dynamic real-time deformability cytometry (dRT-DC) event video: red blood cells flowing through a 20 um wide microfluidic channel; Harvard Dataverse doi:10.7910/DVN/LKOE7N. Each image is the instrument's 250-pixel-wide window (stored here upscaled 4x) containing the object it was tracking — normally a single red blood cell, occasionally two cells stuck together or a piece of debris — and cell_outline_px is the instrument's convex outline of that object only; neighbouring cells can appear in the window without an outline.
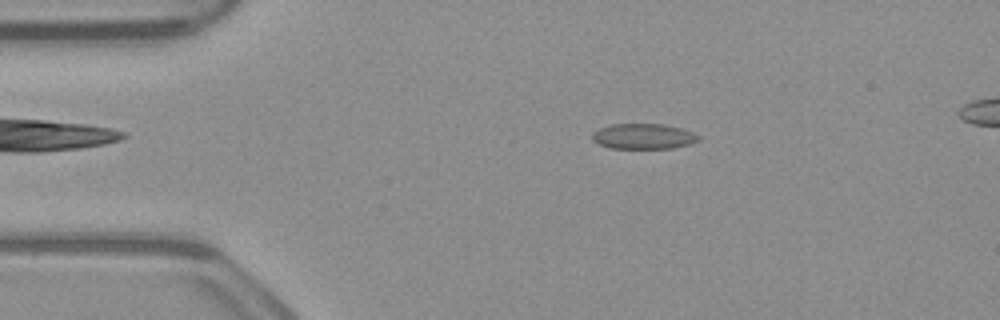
{"species": "common noctule bat (a hibernating species)", "species_latin": "Nyctalus noctula", "temperature_condition": "warm", "stored_images_in_passage": 51, "camera_frame_rate_fps": 3000, "um_per_image_px": 0.085, "animal": {"sex": "male", "body_mass_g": 23.1, "forearm_length_mm": 52.7}, "frame": {"image": 1, "passage_image": 9, "time_ms": 2.667, "image_size_px": [1000, 320], "cell_outline_px": [[700, 140], [688, 144], [672, 148], [612, 148], [600, 144], [592, 140], [592, 132], [600, 128], [612, 124], [664, 124], [680, 128], [692, 132], [700, 136]], "centroid_in_image_um": [54.69, 11.58], "position_along_channel_um": 30.3, "area_um2": 15.61}}
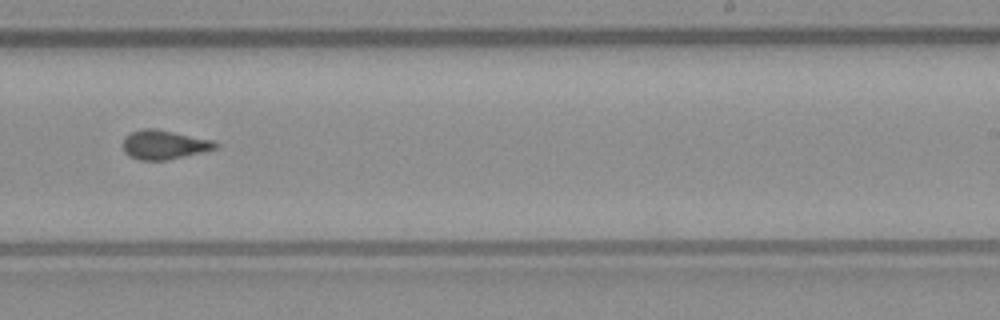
{"frame": {"image": 2, "passage_image": 31, "time_ms": 10.0, "image_size_px": [1000, 320], "cell_outline_px": [[220, 144], [216, 148], [200, 152], [164, 160], [140, 160], [124, 152], [120, 144], [124, 136], [140, 128], [156, 128], [212, 140]], "centroid_in_image_um": [13.88, 12.27], "position_along_channel_um": 275.1, "area_um2": 15.66}}
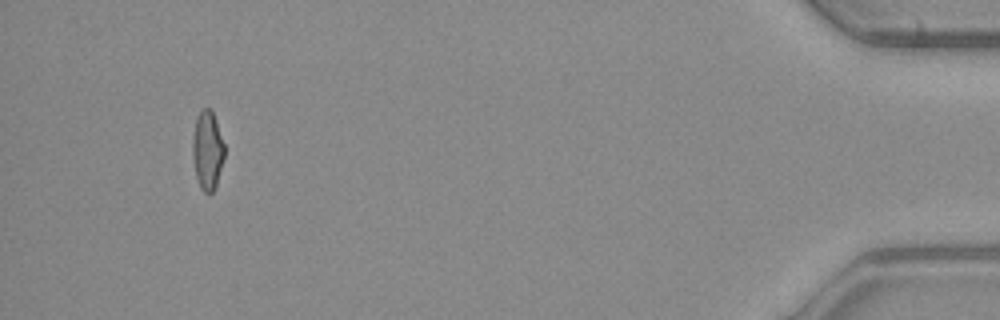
{"frame": {"image": 3, "passage_image": 48, "time_ms": 15.667, "image_size_px": [1000, 320], "cell_outline_px": [[224, 156], [216, 188], [212, 192], [204, 192], [200, 188], [196, 176], [192, 156], [192, 140], [196, 116], [204, 108], [212, 108], [224, 144]], "centroid_in_image_um": [17.62, 12.77], "position_along_channel_um": 417.6, "area_um2": 14.74}, "authors_computed_cell_mechanics": {"area_um2": 15.606, "velocity_mm_per_s": 3.9462, "shape_relaxation_time_tau1_ms": 6.1659, "shape_relaxation_time_tau2_ms": 1.4389, "deformation_change_tau1": 0.1349, "deformation_change_tau2": 0.0536}}